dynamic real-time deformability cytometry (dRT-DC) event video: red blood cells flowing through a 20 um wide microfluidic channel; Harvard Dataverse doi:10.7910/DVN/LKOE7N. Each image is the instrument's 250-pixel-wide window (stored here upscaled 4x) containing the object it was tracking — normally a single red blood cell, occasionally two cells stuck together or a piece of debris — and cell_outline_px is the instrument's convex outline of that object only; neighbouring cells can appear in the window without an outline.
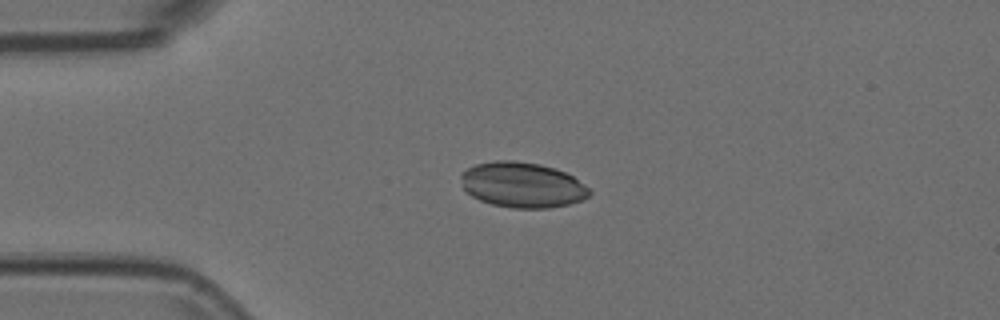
{"species": "Egyptian fruit bat (a non-hibernating species)", "species_latin": "Rousettus aegyptiacus", "temperature_condition": "room temperature", "stored_images_in_passage": 32, "camera_frame_rate_fps": 3000, "um_per_image_px": 0.085, "animal": {"sex": "female"}, "frame": {"image": 1, "passage_image": 1, "time_ms": 0.0, "image_size_px": [1000, 320], "cell_outline_px": [[592, 192], [588, 196], [580, 200], [568, 204], [548, 208], [512, 208], [492, 204], [480, 200], [472, 196], [464, 188], [460, 176], [468, 168], [476, 164], [496, 160], [512, 160], [540, 164], [564, 172], [572, 176], [584, 184]], "centroid_in_image_um": [44.39, 15.72], "position_along_channel_um": 40.6, "area_um2": 33.64}}
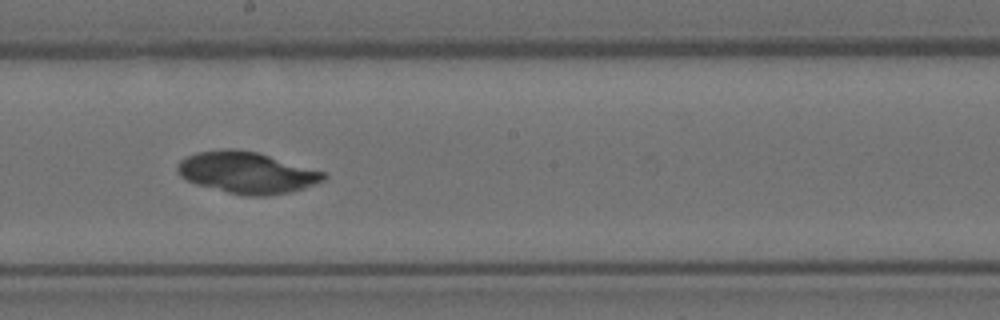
{"frame": {"image": 2, "passage_image": 18, "time_ms": 5.667, "image_size_px": [1000, 320], "cell_outline_px": [[328, 176], [324, 180], [304, 188], [292, 192], [264, 196], [248, 196], [228, 192], [196, 184], [180, 176], [176, 172], [176, 164], [180, 160], [196, 152], [224, 148], [232, 148], [256, 152], [324, 172]], "centroid_in_image_um": [20.95, 14.67], "position_along_channel_um": 227.3, "area_um2": 35.2}}
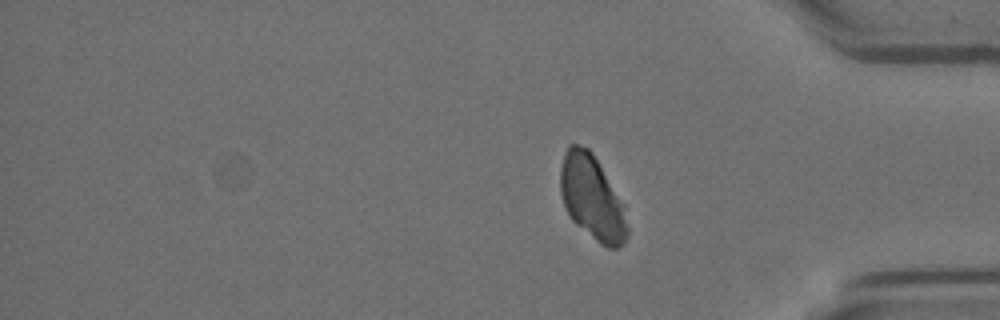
{"frame": {"image": 3, "passage_image": 32, "time_ms": 10.333, "image_size_px": [1000, 320], "cell_outline_px": [[628, 236], [616, 248], [608, 248], [600, 244], [576, 224], [572, 220], [564, 204], [560, 192], [560, 168], [564, 152], [568, 144], [576, 144], [588, 148], [592, 152], [624, 204], [628, 228]], "centroid_in_image_um": [50.32, 16.79], "position_along_channel_um": 384.9, "area_um2": 32.89}}